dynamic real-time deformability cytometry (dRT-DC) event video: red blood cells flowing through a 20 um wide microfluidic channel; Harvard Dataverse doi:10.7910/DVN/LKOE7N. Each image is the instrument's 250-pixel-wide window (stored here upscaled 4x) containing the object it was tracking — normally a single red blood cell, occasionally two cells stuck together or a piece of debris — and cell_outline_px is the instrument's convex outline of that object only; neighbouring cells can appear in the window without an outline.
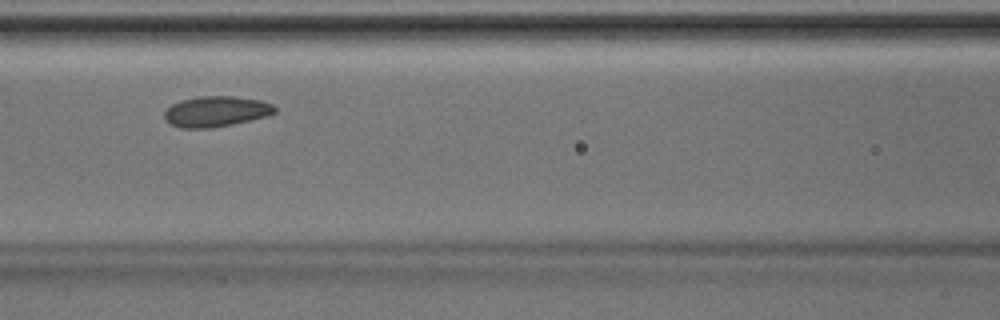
{"species": "Egyptian fruit bat (a non-hibernating species)", "species_latin": "Rousettus aegyptiacus", "temperature_condition": "room temperature", "stored_images_in_passage": 28, "camera_frame_rate_fps": 3000, "um_per_image_px": 0.085, "animal": {"sex": "male"}, "frame": {"image": 1, "passage_image": 7, "time_ms": 2.0, "image_size_px": [1000, 320], "cell_outline_px": [[276, 112], [264, 116], [232, 124], [212, 128], [180, 128], [164, 120], [164, 112], [172, 104], [180, 100], [200, 96], [236, 96], [260, 100], [272, 104], [276, 108]], "centroid_in_image_um": [18.33, 9.47], "position_along_channel_um": 148.3, "area_um2": 19.59}}
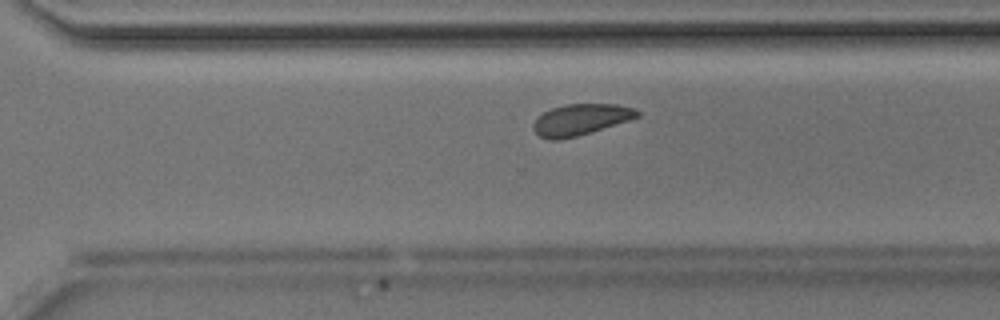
{"frame": {"image": 2, "passage_image": 19, "time_ms": 6.0, "image_size_px": [1000, 320], "cell_outline_px": [[640, 116], [628, 120], [576, 136], [556, 140], [548, 140], [540, 136], [532, 128], [532, 124], [544, 112], [552, 108], [568, 104], [616, 104], [632, 108], [640, 112]], "centroid_in_image_um": [49.33, 10.16], "position_along_channel_um": 321.3, "area_um2": 18.44}}
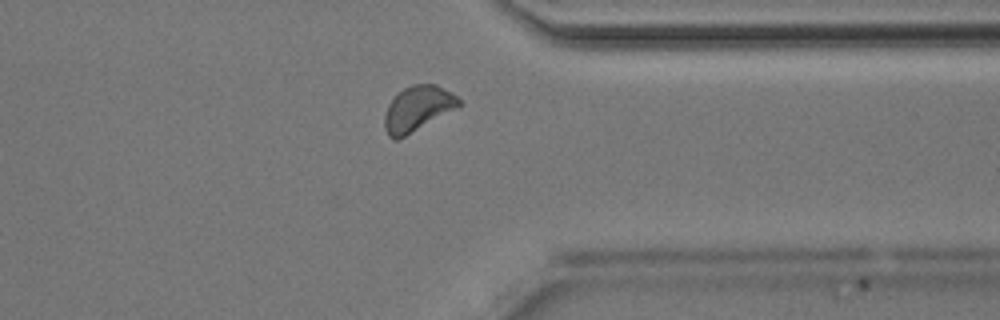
{"frame": {"image": 3, "passage_image": 23, "time_ms": 7.333, "image_size_px": [1000, 320], "cell_outline_px": [[464, 104], [404, 136], [396, 140], [392, 140], [388, 136], [384, 128], [384, 116], [388, 104], [404, 88], [412, 84], [436, 84], [456, 96]], "centroid_in_image_um": [35.48, 9.23], "position_along_channel_um": 375.9, "area_um2": 19.25}}